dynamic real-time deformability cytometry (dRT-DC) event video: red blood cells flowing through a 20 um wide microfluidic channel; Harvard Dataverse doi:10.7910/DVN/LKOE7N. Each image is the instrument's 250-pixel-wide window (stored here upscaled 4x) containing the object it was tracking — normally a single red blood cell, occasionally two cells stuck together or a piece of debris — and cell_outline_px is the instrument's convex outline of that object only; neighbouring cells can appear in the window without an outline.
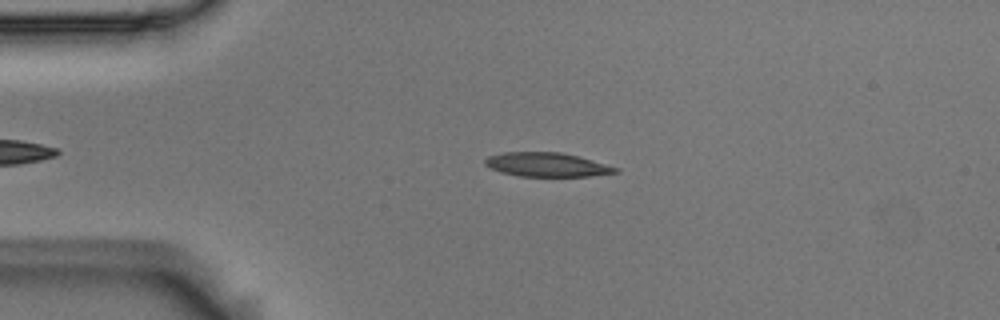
{"species": "Egyptian fruit bat (a non-hibernating species)", "species_latin": "Rousettus aegyptiacus", "temperature_condition": "room temperature", "stored_images_in_passage": 46, "camera_frame_rate_fps": 3000, "um_per_image_px": 0.085, "animal": {"sex": "male"}, "frame": {"image": 1, "passage_image": 9, "time_ms": 2.667, "image_size_px": [1000, 320], "cell_outline_px": [[620, 172], [588, 176], [520, 176], [500, 172], [484, 164], [484, 160], [488, 156], [504, 152], [560, 152], [576, 156], [620, 168]], "centroid_in_image_um": [46.47, 14.0], "position_along_channel_um": 38.5, "area_um2": 18.09}}
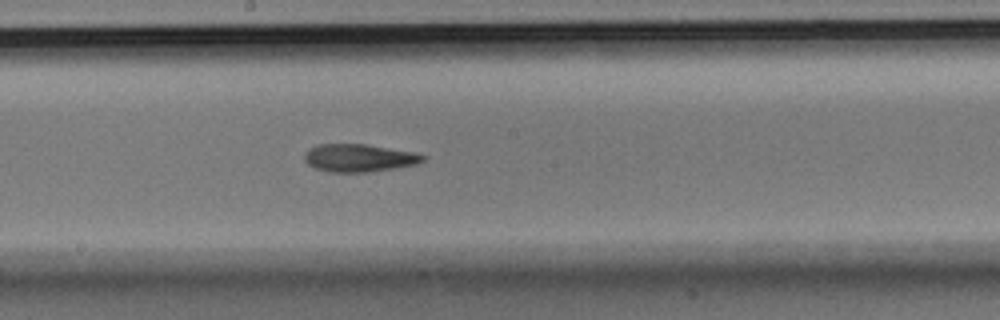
{"frame": {"image": 2, "passage_image": 26, "time_ms": 8.333, "image_size_px": [1000, 320], "cell_outline_px": [[428, 156], [424, 160], [416, 164], [396, 168], [368, 172], [328, 172], [316, 168], [308, 164], [304, 160], [304, 156], [308, 148], [316, 144], [364, 144], [412, 152]], "centroid_in_image_um": [30.49, 13.42], "position_along_channel_um": 217.7, "area_um2": 19.13}}
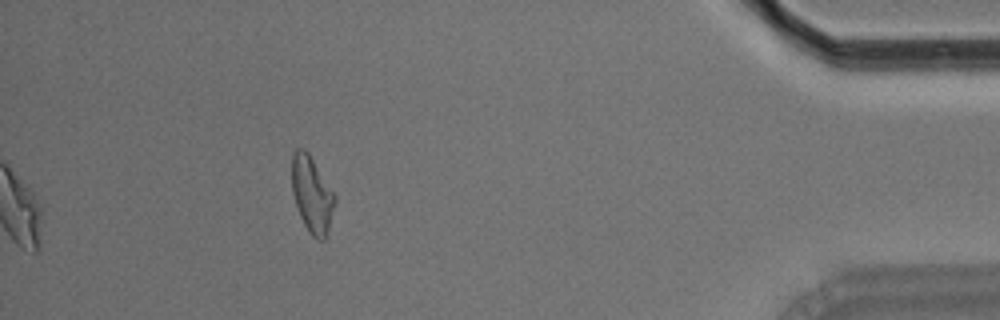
{"frame": {"image": 3, "passage_image": 46, "time_ms": 15.0, "image_size_px": [1000, 320], "cell_outline_px": [[336, 200], [328, 232], [324, 240], [316, 240], [308, 232], [300, 216], [292, 192], [292, 152], [296, 148], [304, 148], [308, 152], [336, 196]], "centroid_in_image_um": [26.51, 16.54], "position_along_channel_um": 408.7, "area_um2": 19.13}, "authors_computed_cell_mechanics": {"area_um2": 19.0162, "velocity_mm_per_s": 3.6733, "shape_relaxation_time_tau1_ms": 8.7832, "shape_relaxation_time_tau2_ms": 4.1276, "deformation_change_tau1": 0.2102, "deformation_change_tau2": 0.1217}}